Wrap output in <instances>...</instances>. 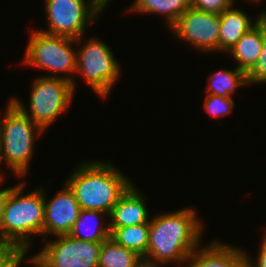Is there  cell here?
Returning <instances> with one entry per match:
<instances>
[{
    "mask_svg": "<svg viewBox=\"0 0 266 267\" xmlns=\"http://www.w3.org/2000/svg\"><path fill=\"white\" fill-rule=\"evenodd\" d=\"M197 215L186 207L151 218L146 256L168 264L185 263L201 244L203 225Z\"/></svg>",
    "mask_w": 266,
    "mask_h": 267,
    "instance_id": "cell-1",
    "label": "cell"
},
{
    "mask_svg": "<svg viewBox=\"0 0 266 267\" xmlns=\"http://www.w3.org/2000/svg\"><path fill=\"white\" fill-rule=\"evenodd\" d=\"M66 184L74 192L81 210L110 214L119 198L133 184L109 162H83Z\"/></svg>",
    "mask_w": 266,
    "mask_h": 267,
    "instance_id": "cell-2",
    "label": "cell"
},
{
    "mask_svg": "<svg viewBox=\"0 0 266 267\" xmlns=\"http://www.w3.org/2000/svg\"><path fill=\"white\" fill-rule=\"evenodd\" d=\"M25 182L7 188V201L2 223V248L23 251L31 248L30 237L43 235L44 190L36 188L23 195ZM33 235V236H32Z\"/></svg>",
    "mask_w": 266,
    "mask_h": 267,
    "instance_id": "cell-3",
    "label": "cell"
},
{
    "mask_svg": "<svg viewBox=\"0 0 266 267\" xmlns=\"http://www.w3.org/2000/svg\"><path fill=\"white\" fill-rule=\"evenodd\" d=\"M5 115L0 117L3 160L12 173L24 176L28 173L34 153L35 136L44 130L23 114L11 101L8 102Z\"/></svg>",
    "mask_w": 266,
    "mask_h": 267,
    "instance_id": "cell-4",
    "label": "cell"
},
{
    "mask_svg": "<svg viewBox=\"0 0 266 267\" xmlns=\"http://www.w3.org/2000/svg\"><path fill=\"white\" fill-rule=\"evenodd\" d=\"M82 37L73 39L64 36L51 35L43 30L34 31L30 35V40L26 48L23 64L48 70L49 72H61L66 76H56L55 74L47 77H61L73 84L76 90V82L67 73H76L77 69V50L73 49V44L81 45Z\"/></svg>",
    "mask_w": 266,
    "mask_h": 267,
    "instance_id": "cell-5",
    "label": "cell"
},
{
    "mask_svg": "<svg viewBox=\"0 0 266 267\" xmlns=\"http://www.w3.org/2000/svg\"><path fill=\"white\" fill-rule=\"evenodd\" d=\"M32 84L29 110L16 97L10 101L45 131L62 112H68L75 91L73 84L61 77L41 75Z\"/></svg>",
    "mask_w": 266,
    "mask_h": 267,
    "instance_id": "cell-6",
    "label": "cell"
},
{
    "mask_svg": "<svg viewBox=\"0 0 266 267\" xmlns=\"http://www.w3.org/2000/svg\"><path fill=\"white\" fill-rule=\"evenodd\" d=\"M78 48L76 73L85 78L97 95L105 98L121 74L120 65L112 50L97 38L85 41Z\"/></svg>",
    "mask_w": 266,
    "mask_h": 267,
    "instance_id": "cell-7",
    "label": "cell"
},
{
    "mask_svg": "<svg viewBox=\"0 0 266 267\" xmlns=\"http://www.w3.org/2000/svg\"><path fill=\"white\" fill-rule=\"evenodd\" d=\"M28 259L35 267H98L102 242H89L69 234L55 236Z\"/></svg>",
    "mask_w": 266,
    "mask_h": 267,
    "instance_id": "cell-8",
    "label": "cell"
},
{
    "mask_svg": "<svg viewBox=\"0 0 266 267\" xmlns=\"http://www.w3.org/2000/svg\"><path fill=\"white\" fill-rule=\"evenodd\" d=\"M48 30L43 32L78 39L104 10L94 0H46Z\"/></svg>",
    "mask_w": 266,
    "mask_h": 267,
    "instance_id": "cell-9",
    "label": "cell"
},
{
    "mask_svg": "<svg viewBox=\"0 0 266 267\" xmlns=\"http://www.w3.org/2000/svg\"><path fill=\"white\" fill-rule=\"evenodd\" d=\"M220 15L188 8L170 28L178 39L201 51H218Z\"/></svg>",
    "mask_w": 266,
    "mask_h": 267,
    "instance_id": "cell-10",
    "label": "cell"
},
{
    "mask_svg": "<svg viewBox=\"0 0 266 267\" xmlns=\"http://www.w3.org/2000/svg\"><path fill=\"white\" fill-rule=\"evenodd\" d=\"M64 189L50 199H46L44 192V229L43 235H67L72 230L79 217L81 208L74 192L65 183Z\"/></svg>",
    "mask_w": 266,
    "mask_h": 267,
    "instance_id": "cell-11",
    "label": "cell"
},
{
    "mask_svg": "<svg viewBox=\"0 0 266 267\" xmlns=\"http://www.w3.org/2000/svg\"><path fill=\"white\" fill-rule=\"evenodd\" d=\"M185 264L186 267H247V253L216 240L202 249L199 246Z\"/></svg>",
    "mask_w": 266,
    "mask_h": 267,
    "instance_id": "cell-12",
    "label": "cell"
},
{
    "mask_svg": "<svg viewBox=\"0 0 266 267\" xmlns=\"http://www.w3.org/2000/svg\"><path fill=\"white\" fill-rule=\"evenodd\" d=\"M145 196L133 183L119 198L112 208L108 222L109 227H126L142 223H150L149 211L145 203Z\"/></svg>",
    "mask_w": 266,
    "mask_h": 267,
    "instance_id": "cell-13",
    "label": "cell"
},
{
    "mask_svg": "<svg viewBox=\"0 0 266 267\" xmlns=\"http://www.w3.org/2000/svg\"><path fill=\"white\" fill-rule=\"evenodd\" d=\"M233 6L220 14L218 51L224 53H227L244 33L250 31L265 16V13L262 12L253 21L244 11L233 8Z\"/></svg>",
    "mask_w": 266,
    "mask_h": 267,
    "instance_id": "cell-14",
    "label": "cell"
},
{
    "mask_svg": "<svg viewBox=\"0 0 266 267\" xmlns=\"http://www.w3.org/2000/svg\"><path fill=\"white\" fill-rule=\"evenodd\" d=\"M263 18L227 52L237 61V68L247 74L256 64L262 49Z\"/></svg>",
    "mask_w": 266,
    "mask_h": 267,
    "instance_id": "cell-15",
    "label": "cell"
},
{
    "mask_svg": "<svg viewBox=\"0 0 266 267\" xmlns=\"http://www.w3.org/2000/svg\"><path fill=\"white\" fill-rule=\"evenodd\" d=\"M101 215L109 217L108 214L101 211L81 210L69 235L73 238L89 242H103L107 240L111 236V231L109 225L103 226L104 223H99L102 221L100 220L102 219ZM96 221L101 225H98Z\"/></svg>",
    "mask_w": 266,
    "mask_h": 267,
    "instance_id": "cell-16",
    "label": "cell"
},
{
    "mask_svg": "<svg viewBox=\"0 0 266 267\" xmlns=\"http://www.w3.org/2000/svg\"><path fill=\"white\" fill-rule=\"evenodd\" d=\"M133 12L161 14L171 28L178 18L191 7V0H135Z\"/></svg>",
    "mask_w": 266,
    "mask_h": 267,
    "instance_id": "cell-17",
    "label": "cell"
},
{
    "mask_svg": "<svg viewBox=\"0 0 266 267\" xmlns=\"http://www.w3.org/2000/svg\"><path fill=\"white\" fill-rule=\"evenodd\" d=\"M111 238L119 245L146 256L149 237V223L126 227H110Z\"/></svg>",
    "mask_w": 266,
    "mask_h": 267,
    "instance_id": "cell-18",
    "label": "cell"
},
{
    "mask_svg": "<svg viewBox=\"0 0 266 267\" xmlns=\"http://www.w3.org/2000/svg\"><path fill=\"white\" fill-rule=\"evenodd\" d=\"M207 81L205 93L223 97H232L237 87L248 85L246 74L237 67L233 71L220 69L209 75Z\"/></svg>",
    "mask_w": 266,
    "mask_h": 267,
    "instance_id": "cell-19",
    "label": "cell"
},
{
    "mask_svg": "<svg viewBox=\"0 0 266 267\" xmlns=\"http://www.w3.org/2000/svg\"><path fill=\"white\" fill-rule=\"evenodd\" d=\"M140 256L117 244L111 237L103 241L98 257V267H135Z\"/></svg>",
    "mask_w": 266,
    "mask_h": 267,
    "instance_id": "cell-20",
    "label": "cell"
},
{
    "mask_svg": "<svg viewBox=\"0 0 266 267\" xmlns=\"http://www.w3.org/2000/svg\"><path fill=\"white\" fill-rule=\"evenodd\" d=\"M204 109L213 118L223 117L224 115L232 113L234 108V100L232 97H223L212 94H207L205 97Z\"/></svg>",
    "mask_w": 266,
    "mask_h": 267,
    "instance_id": "cell-21",
    "label": "cell"
},
{
    "mask_svg": "<svg viewBox=\"0 0 266 267\" xmlns=\"http://www.w3.org/2000/svg\"><path fill=\"white\" fill-rule=\"evenodd\" d=\"M248 85L266 83V16L263 17L262 49L254 67L246 74Z\"/></svg>",
    "mask_w": 266,
    "mask_h": 267,
    "instance_id": "cell-22",
    "label": "cell"
},
{
    "mask_svg": "<svg viewBox=\"0 0 266 267\" xmlns=\"http://www.w3.org/2000/svg\"><path fill=\"white\" fill-rule=\"evenodd\" d=\"M234 0H191V7L211 14H222L234 4Z\"/></svg>",
    "mask_w": 266,
    "mask_h": 267,
    "instance_id": "cell-23",
    "label": "cell"
},
{
    "mask_svg": "<svg viewBox=\"0 0 266 267\" xmlns=\"http://www.w3.org/2000/svg\"><path fill=\"white\" fill-rule=\"evenodd\" d=\"M26 253L18 248H0V267H20L21 262L26 258Z\"/></svg>",
    "mask_w": 266,
    "mask_h": 267,
    "instance_id": "cell-24",
    "label": "cell"
},
{
    "mask_svg": "<svg viewBox=\"0 0 266 267\" xmlns=\"http://www.w3.org/2000/svg\"><path fill=\"white\" fill-rule=\"evenodd\" d=\"M260 243V248L258 251V256L255 264L251 262V257L247 254V267H266V235H263V238ZM255 265V266H253Z\"/></svg>",
    "mask_w": 266,
    "mask_h": 267,
    "instance_id": "cell-25",
    "label": "cell"
},
{
    "mask_svg": "<svg viewBox=\"0 0 266 267\" xmlns=\"http://www.w3.org/2000/svg\"><path fill=\"white\" fill-rule=\"evenodd\" d=\"M166 264L165 262L158 261L147 256H140L137 259L135 267H163L161 265Z\"/></svg>",
    "mask_w": 266,
    "mask_h": 267,
    "instance_id": "cell-26",
    "label": "cell"
},
{
    "mask_svg": "<svg viewBox=\"0 0 266 267\" xmlns=\"http://www.w3.org/2000/svg\"><path fill=\"white\" fill-rule=\"evenodd\" d=\"M7 201V188L0 190V248H2V223L4 218V209Z\"/></svg>",
    "mask_w": 266,
    "mask_h": 267,
    "instance_id": "cell-27",
    "label": "cell"
},
{
    "mask_svg": "<svg viewBox=\"0 0 266 267\" xmlns=\"http://www.w3.org/2000/svg\"><path fill=\"white\" fill-rule=\"evenodd\" d=\"M3 162V146H2V135H1V126H0V165Z\"/></svg>",
    "mask_w": 266,
    "mask_h": 267,
    "instance_id": "cell-28",
    "label": "cell"
},
{
    "mask_svg": "<svg viewBox=\"0 0 266 267\" xmlns=\"http://www.w3.org/2000/svg\"><path fill=\"white\" fill-rule=\"evenodd\" d=\"M94 1L97 2L104 10H105V7L110 2V0H94Z\"/></svg>",
    "mask_w": 266,
    "mask_h": 267,
    "instance_id": "cell-29",
    "label": "cell"
},
{
    "mask_svg": "<svg viewBox=\"0 0 266 267\" xmlns=\"http://www.w3.org/2000/svg\"><path fill=\"white\" fill-rule=\"evenodd\" d=\"M3 175H1V172H0V182H2L3 180ZM1 184V183H0ZM0 190H1V188H0Z\"/></svg>",
    "mask_w": 266,
    "mask_h": 267,
    "instance_id": "cell-30",
    "label": "cell"
},
{
    "mask_svg": "<svg viewBox=\"0 0 266 267\" xmlns=\"http://www.w3.org/2000/svg\"><path fill=\"white\" fill-rule=\"evenodd\" d=\"M249 1H251V2L253 1L254 3L255 2H260V0H249Z\"/></svg>",
    "mask_w": 266,
    "mask_h": 267,
    "instance_id": "cell-31",
    "label": "cell"
}]
</instances>
